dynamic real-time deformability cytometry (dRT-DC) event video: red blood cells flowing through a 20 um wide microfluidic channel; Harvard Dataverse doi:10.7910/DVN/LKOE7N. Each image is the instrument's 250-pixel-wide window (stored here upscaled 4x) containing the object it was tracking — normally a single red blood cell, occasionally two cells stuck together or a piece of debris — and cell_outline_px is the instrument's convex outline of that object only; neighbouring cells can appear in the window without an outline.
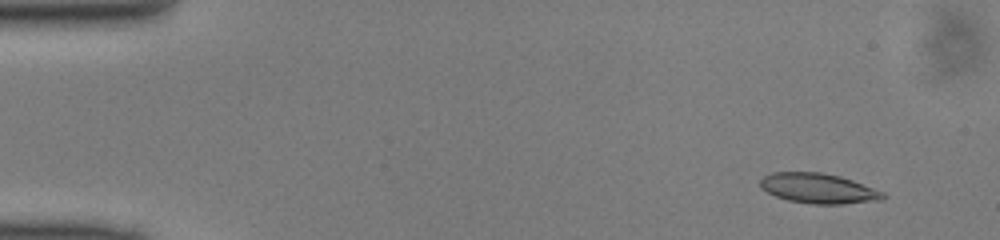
{"species": "common noctule bat (a hibernating species)", "species_latin": "Nyctalus noctula", "temperature_condition": "cold", "stored_images_in_passage": 49, "camera_frame_rate_fps": 3000, "um_per_image_px": 0.085, "animal": {"sex": "male", "body_mass_g": 13.0, "forearm_length_mm": 53.1}, "frame": {"image": 1, "passage_image": 4, "time_ms": 1.0, "image_size_px": [1000, 240], "cell_outline_px": [[888, 196], [868, 200], [840, 204], [812, 204], [788, 200], [776, 196], [760, 188], [760, 180], [764, 176], [772, 172], [820, 172], [840, 176], [852, 180], [884, 192]], "centroid_in_image_um": [69.49, 15.99], "position_along_channel_um": 15.5, "area_um2": 21.1}}
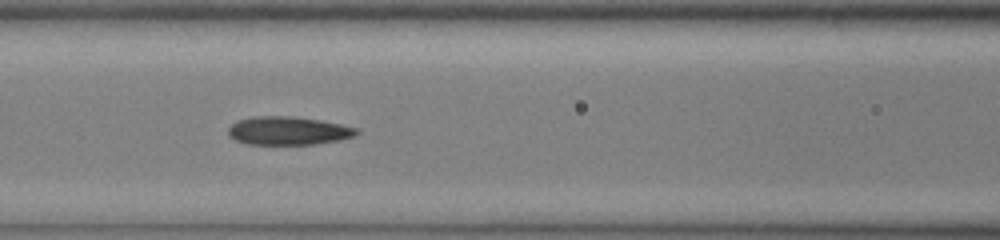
{"frame": {"image": 2, "passage_image": 21, "time_ms": 6.667, "image_size_px": [1000, 240], "cell_outline_px": [[360, 132], [352, 136], [340, 140], [312, 144], [248, 144], [236, 140], [228, 136], [228, 128], [236, 120], [252, 116], [292, 116], [320, 120], [360, 128]], "centroid_in_image_um": [24.48, 11.1], "position_along_channel_um": 142.1, "area_um2": 21.27}}
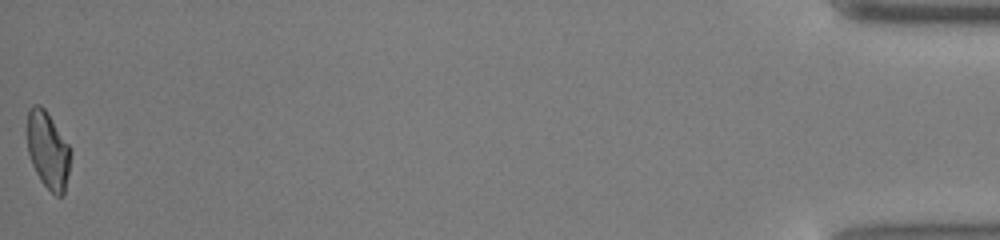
{"frame": {"image": 3, "passage_image": 49, "time_ms": 16.0, "image_size_px": [1000, 240], "cell_outline_px": [[68, 172], [64, 196], [56, 196], [40, 180], [32, 164], [28, 152], [28, 108], [32, 104], [40, 104], [44, 108], [68, 144]], "centroid_in_image_um": [4.04, 12.76], "position_along_channel_um": 431.2, "area_um2": 18.9}}